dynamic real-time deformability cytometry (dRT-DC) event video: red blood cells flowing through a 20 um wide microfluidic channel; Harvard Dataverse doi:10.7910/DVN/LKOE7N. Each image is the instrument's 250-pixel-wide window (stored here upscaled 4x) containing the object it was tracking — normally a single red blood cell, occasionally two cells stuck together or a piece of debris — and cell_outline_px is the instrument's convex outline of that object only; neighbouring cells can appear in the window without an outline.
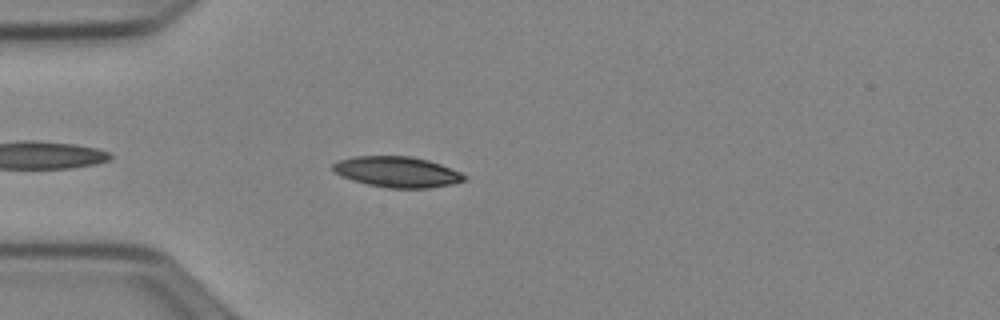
{"species": "Egyptian fruit bat (a non-hibernating species)", "species_latin": "Rousettus aegyptiacus", "temperature_condition": "cold", "stored_images_in_passage": 18, "camera_frame_rate_fps": 3000, "um_per_image_px": 0.085, "animal": {"sex": "female"}, "frame": {"image": 1, "passage_image": 4, "time_ms": 1.0, "image_size_px": [1000, 320], "cell_outline_px": [[468, 180], [452, 184], [428, 188], [388, 188], [368, 184], [352, 180], [340, 176], [332, 168], [332, 164], [340, 160], [356, 156], [412, 156], [428, 160], [440, 164], [460, 172], [468, 176]], "centroid_in_image_um": [33.79, 14.61], "position_along_channel_um": 51.2, "area_um2": 23.52}}
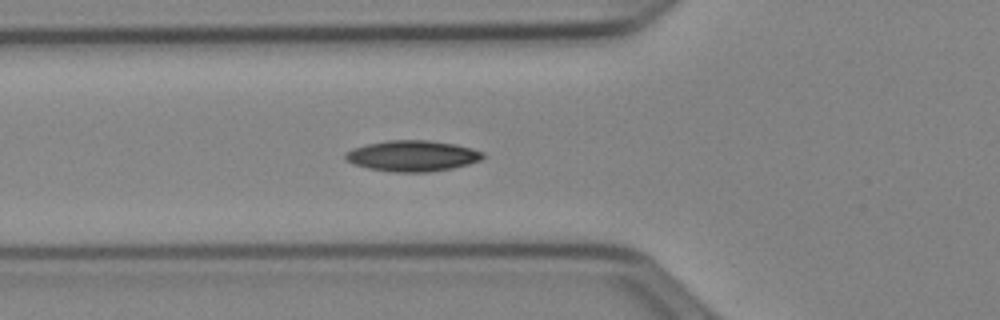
{"frame": {"image": 2, "passage_image": 8, "time_ms": 2.333, "image_size_px": [1000, 320], "cell_outline_px": [[484, 156], [480, 160], [468, 164], [452, 168], [428, 172], [392, 172], [368, 168], [352, 164], [344, 156], [352, 148], [368, 144], [388, 140], [428, 140], [456, 144], [472, 148], [484, 152]], "centroid_in_image_um": [35.07, 13.25], "position_along_channel_um": 90.7, "area_um2": 24.68}}
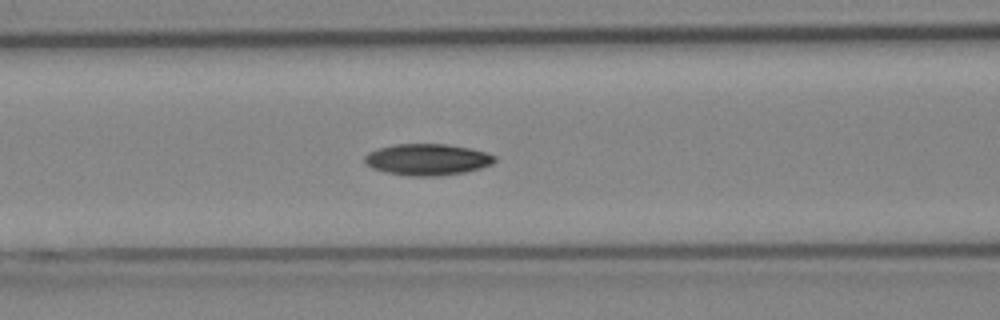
{"frame": {"image": 3, "passage_image": 11, "time_ms": 3.333, "image_size_px": [1000, 320], "cell_outline_px": [[496, 160], [492, 164], [480, 168], [464, 172], [440, 176], [412, 176], [384, 172], [372, 168], [364, 164], [364, 156], [368, 152], [380, 148], [396, 144], [444, 144], [468, 148], [484, 152], [496, 156]], "centroid_in_image_um": [36.29, 13.57], "position_along_channel_um": 130.3, "area_um2": 23.76}}